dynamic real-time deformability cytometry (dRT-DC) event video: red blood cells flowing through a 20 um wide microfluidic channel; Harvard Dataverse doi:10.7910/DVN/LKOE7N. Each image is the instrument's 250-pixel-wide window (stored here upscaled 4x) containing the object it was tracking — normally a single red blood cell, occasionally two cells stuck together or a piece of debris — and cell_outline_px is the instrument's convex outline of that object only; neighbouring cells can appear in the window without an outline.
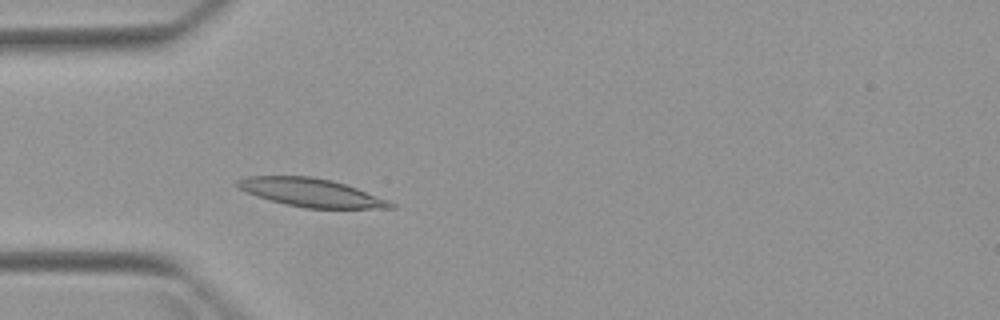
{"species": "Egyptian fruit bat (a non-hibernating species)", "species_latin": "Rousettus aegyptiacus", "temperature_condition": "warm", "stored_images_in_passage": 3, "camera_frame_rate_fps": 3000, "um_per_image_px": 0.085, "animal": {"sex": "female"}, "frame": {"image": 1, "passage_image": 3, "time_ms": 2.333, "image_size_px": [1000, 320], "cell_outline_px": [[396, 208], [304, 208], [256, 196], [240, 188], [236, 184], [236, 180], [244, 176], [312, 176], [332, 180], [356, 188], [388, 200], [396, 204]], "centroid_in_image_um": [26.44, 16.36], "position_along_channel_um": 58.6, "area_um2": 24.97}}